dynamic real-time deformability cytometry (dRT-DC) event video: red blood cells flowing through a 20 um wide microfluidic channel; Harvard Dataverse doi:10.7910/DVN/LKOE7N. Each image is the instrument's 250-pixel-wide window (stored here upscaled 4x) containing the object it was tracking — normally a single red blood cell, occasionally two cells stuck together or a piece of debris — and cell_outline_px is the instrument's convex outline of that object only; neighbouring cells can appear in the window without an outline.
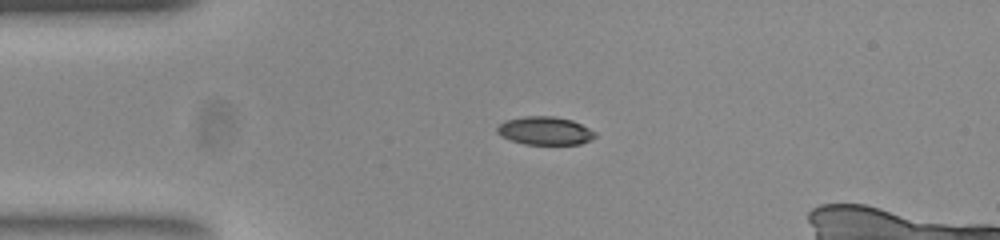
{"species": "common noctule bat (a hibernating species)", "species_latin": "Nyctalus noctula", "temperature_condition": "room temperature", "stored_images_in_passage": 39, "camera_frame_rate_fps": 3000, "um_per_image_px": 0.085, "animal": {"sex": "female", "body_mass_g": 23.0, "forearm_length_mm": 53.4}, "frame": {"image": 1, "passage_image": 1, "time_ms": 0.0, "image_size_px": [1000, 240], "cell_outline_px": [[596, 136], [592, 140], [580, 144], [524, 144], [500, 136], [496, 132], [496, 128], [504, 120], [524, 116], [556, 116], [572, 120], [596, 132]], "centroid_in_image_um": [46.31, 11.11], "position_along_channel_um": 38.7, "area_um2": 16.18}}
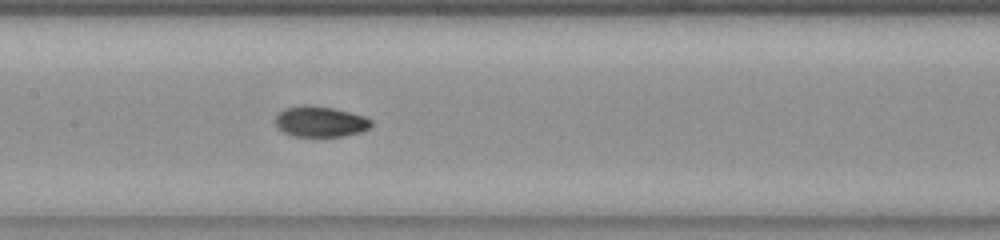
{"frame": {"image": 2, "passage_image": 14, "time_ms": 4.333, "image_size_px": [1000, 240], "cell_outline_px": [[372, 124], [368, 128], [360, 132], [344, 136], [292, 136], [284, 132], [276, 124], [276, 116], [284, 108], [300, 104], [312, 104], [332, 108], [364, 116], [372, 120]], "centroid_in_image_um": [27.21, 10.32], "position_along_channel_um": 180.2, "area_um2": 17.11}}
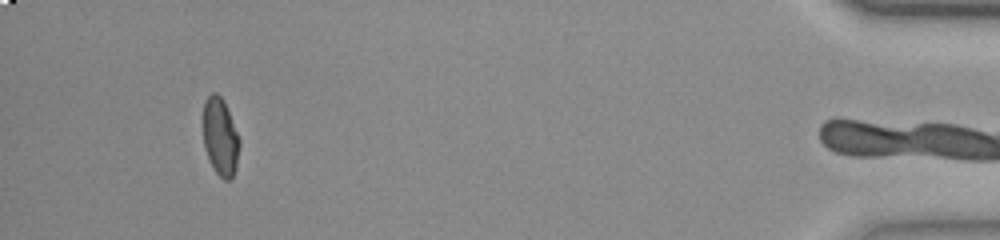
{"frame": {"image": 3, "passage_image": 38, "time_ms": 12.333, "image_size_px": [1000, 240], "cell_outline_px": [[240, 144], [236, 168], [232, 180], [224, 180], [212, 168], [204, 148], [204, 100], [212, 92], [216, 92], [224, 100], [240, 140]], "centroid_in_image_um": [18.73, 11.65], "position_along_channel_um": 416.5, "area_um2": 16.53}, "authors_computed_cell_mechanics": {"area_um2": 17.1088, "velocity_mm_per_s": 3.8885, "shape_relaxation_time_tau1_ms": 5.5037, "shape_relaxation_time_tau2_ms": 1.7721, "deformation_change_tau1": 0.1737, "deformation_change_tau2": 0.0412}}